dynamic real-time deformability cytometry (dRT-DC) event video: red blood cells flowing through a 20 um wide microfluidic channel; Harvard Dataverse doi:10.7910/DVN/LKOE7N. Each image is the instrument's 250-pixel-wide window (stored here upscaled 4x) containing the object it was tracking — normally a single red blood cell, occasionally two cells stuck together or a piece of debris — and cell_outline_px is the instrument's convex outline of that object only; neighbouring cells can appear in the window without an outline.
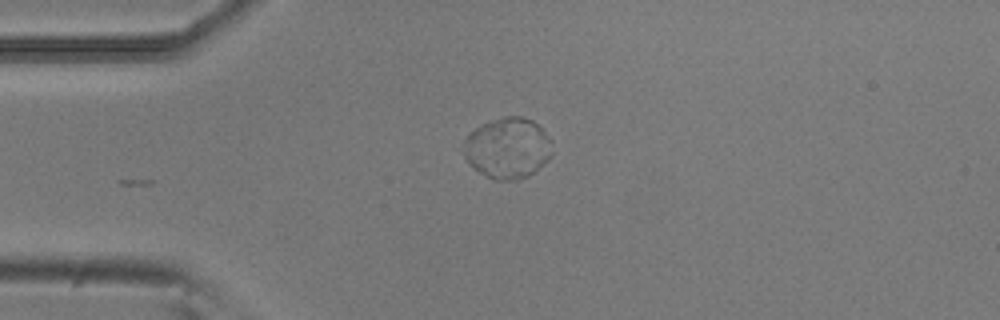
{"species": "common noctule bat (a hibernating species)", "species_latin": "Nyctalus noctula", "temperature_condition": "room temperature", "stored_images_in_passage": 38, "camera_frame_rate_fps": 3000, "um_per_image_px": 0.085, "animal": {"sex": "male", "body_mass_g": 20.5, "forearm_length_mm": 52.5}, "frame": {"image": 1, "passage_image": 1, "time_ms": 0.0, "image_size_px": [1000, 320], "cell_outline_px": [[552, 156], [548, 160], [528, 176], [516, 180], [492, 180], [472, 168], [464, 156], [464, 140], [476, 128], [492, 120], [504, 116], [524, 116], [532, 120], [552, 140]], "centroid_in_image_um": [43.16, 12.6], "position_along_channel_um": 41.8, "area_um2": 31.44}}
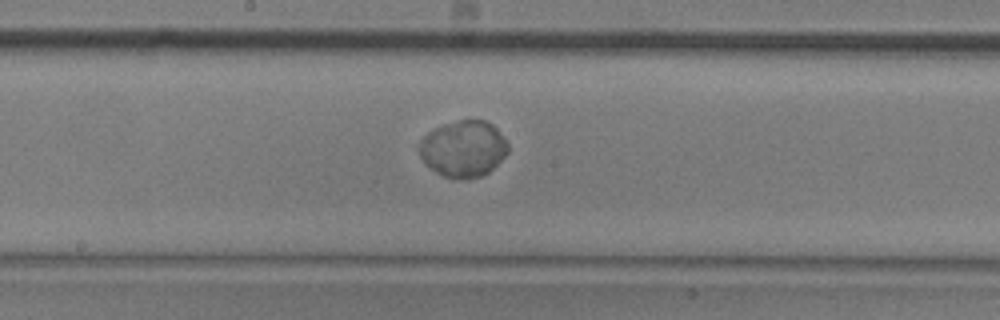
{"frame": {"image": 2, "passage_image": 16, "time_ms": 5.0, "image_size_px": [1000, 320], "cell_outline_px": [[508, 152], [488, 172], [480, 176], [456, 180], [444, 176], [436, 172], [424, 164], [420, 156], [420, 144], [424, 136], [428, 132], [444, 124], [460, 120], [484, 120], [492, 124], [496, 128], [508, 144]], "centroid_in_image_um": [39.37, 12.65], "position_along_channel_um": 208.8, "area_um2": 28.9}}
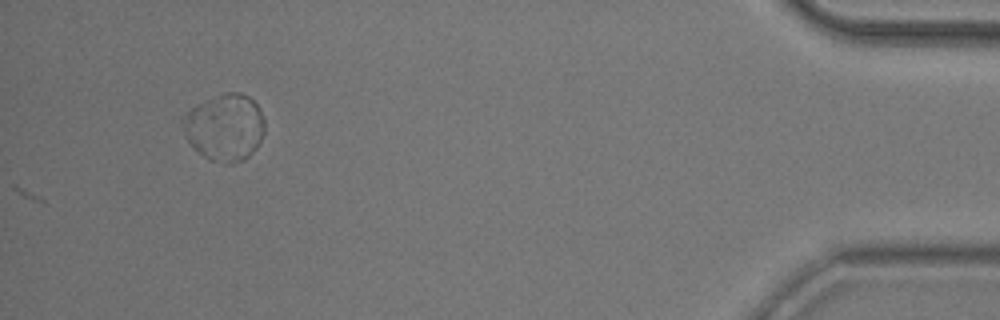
{"frame": {"image": 3, "passage_image": 38, "time_ms": 12.333, "image_size_px": [1000, 320], "cell_outline_px": [[264, 132], [256, 148], [244, 160], [232, 164], [228, 164], [208, 160], [192, 148], [180, 124], [184, 116], [192, 108], [224, 92], [240, 92], [248, 96], [260, 108], [264, 116]], "centroid_in_image_um": [19.11, 10.85], "position_along_channel_um": 416.1, "area_um2": 32.02}, "authors_computed_cell_mechanics": {"area_um2": 29.5069, "velocity_mm_per_s": 3.7437, "shape_relaxation_time_tau1_ms": 8.4252, "shape_relaxation_time_tau2_ms": null, "deformation_change_tau1": 0.0433, "deformation_change_tau2": null}}